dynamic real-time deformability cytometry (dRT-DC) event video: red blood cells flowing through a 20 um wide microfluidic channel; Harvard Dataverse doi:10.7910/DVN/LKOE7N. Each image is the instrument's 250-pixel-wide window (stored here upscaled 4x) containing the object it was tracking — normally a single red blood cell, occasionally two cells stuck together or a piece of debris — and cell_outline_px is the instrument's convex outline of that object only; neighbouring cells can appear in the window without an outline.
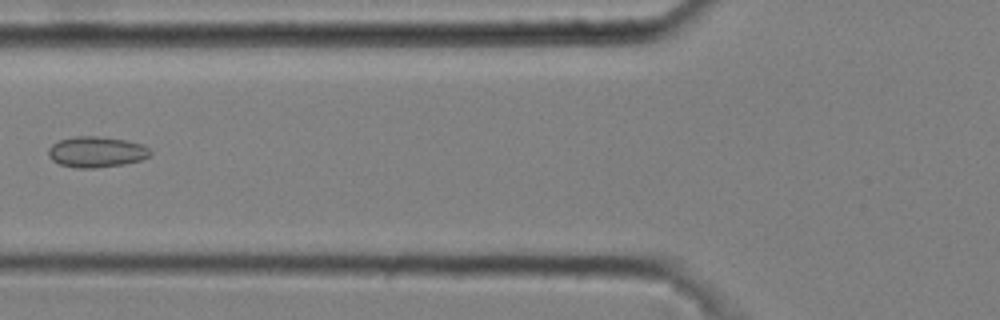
{"species": "common noctule bat (a hibernating species)", "species_latin": "Nyctalus noctula", "temperature_condition": "cold", "stored_images_in_passage": 6, "camera_frame_rate_fps": 3000, "um_per_image_px": 0.085, "animal": {"sex": "male", "body_mass_g": 20.4}, "frame": {"image": 1, "passage_image": 6, "time_ms": 1.667, "image_size_px": [1000, 320], "cell_outline_px": [[152, 156], [140, 160], [124, 164], [96, 168], [76, 168], [60, 164], [52, 160], [48, 156], [48, 148], [52, 144], [60, 140], [76, 136], [96, 136], [124, 140], [144, 144], [152, 152]], "centroid_in_image_um": [8.21, 12.92], "position_along_channel_um": 117.6, "area_um2": 18.38}}